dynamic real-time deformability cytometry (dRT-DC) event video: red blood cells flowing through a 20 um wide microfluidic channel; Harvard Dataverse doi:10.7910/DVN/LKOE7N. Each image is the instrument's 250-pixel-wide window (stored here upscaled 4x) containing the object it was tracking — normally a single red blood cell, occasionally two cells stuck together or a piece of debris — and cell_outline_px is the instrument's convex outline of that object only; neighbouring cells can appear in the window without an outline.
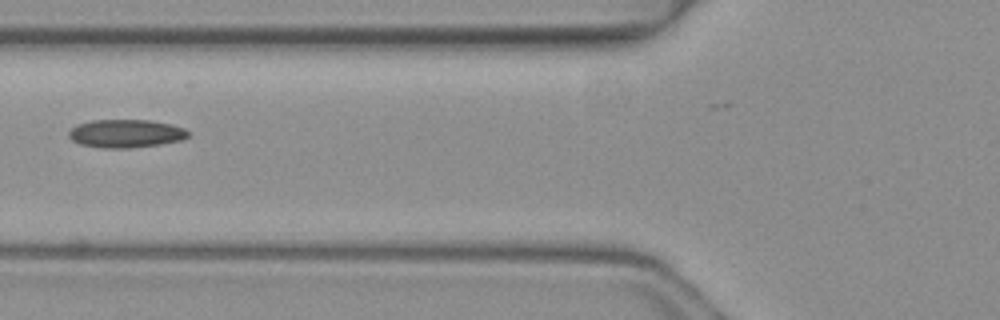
{"species": "common noctule bat (a hibernating species)", "species_latin": "Nyctalus noctula", "temperature_condition": "warm", "stored_images_in_passage": 4, "camera_frame_rate_fps": 3000, "um_per_image_px": 0.085, "animal": {"sex": "female", "body_mass_g": 19.3, "forearm_length_mm": 54.1}, "frame": {"image": 1, "passage_image": 4, "time_ms": 1.0, "image_size_px": [1000, 320], "cell_outline_px": [[188, 136], [180, 140], [160, 144], [128, 148], [100, 148], [80, 144], [72, 140], [68, 136], [68, 132], [76, 124], [92, 120], [148, 120], [172, 124], [184, 128], [188, 132]], "centroid_in_image_um": [10.66, 11.34], "position_along_channel_um": 115.1, "area_um2": 19.59}}